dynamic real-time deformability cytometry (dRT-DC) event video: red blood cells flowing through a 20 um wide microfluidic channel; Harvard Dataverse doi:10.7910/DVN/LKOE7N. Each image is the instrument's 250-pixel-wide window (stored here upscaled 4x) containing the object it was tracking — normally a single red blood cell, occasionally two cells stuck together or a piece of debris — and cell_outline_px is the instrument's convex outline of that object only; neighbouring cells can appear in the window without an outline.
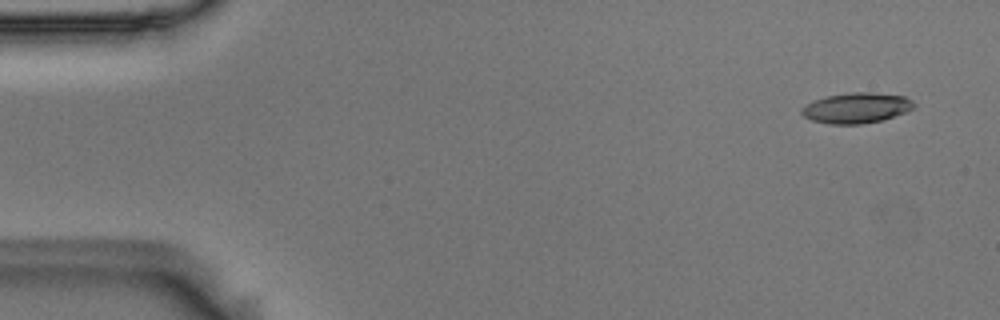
{"species": "Egyptian fruit bat (a non-hibernating species)", "species_latin": "Rousettus aegyptiacus", "temperature_condition": "room temperature", "stored_images_in_passage": 4, "camera_frame_rate_fps": 3000, "um_per_image_px": 0.085, "animal": {"sex": "male"}, "frame": {"image": 1, "passage_image": 1, "time_ms": 0.0, "image_size_px": [1000, 320], "cell_outline_px": [[916, 108], [884, 120], [860, 124], [828, 124], [812, 120], [804, 116], [800, 112], [800, 108], [804, 104], [828, 96], [852, 92], [872, 92], [904, 96], [912, 100], [916, 104]], "centroid_in_image_um": [72.82, 9.18], "position_along_channel_um": 12.2, "area_um2": 20.06}}
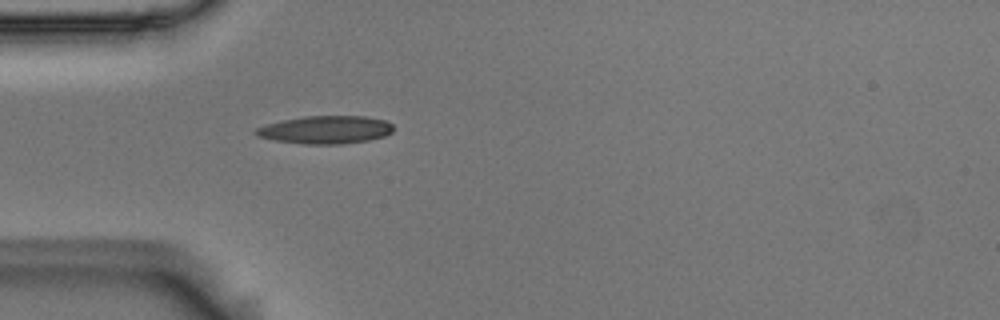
{"frame": {"image": 2, "passage_image": 4, "time_ms": 1.0, "image_size_px": [1000, 320], "cell_outline_px": [[392, 132], [384, 136], [368, 140], [344, 144], [304, 144], [272, 140], [256, 136], [252, 132], [256, 128], [264, 124], [304, 116], [364, 116], [384, 120], [392, 124]], "centroid_in_image_um": [27.62, 11.03], "position_along_channel_um": 57.4, "area_um2": 22.48}}